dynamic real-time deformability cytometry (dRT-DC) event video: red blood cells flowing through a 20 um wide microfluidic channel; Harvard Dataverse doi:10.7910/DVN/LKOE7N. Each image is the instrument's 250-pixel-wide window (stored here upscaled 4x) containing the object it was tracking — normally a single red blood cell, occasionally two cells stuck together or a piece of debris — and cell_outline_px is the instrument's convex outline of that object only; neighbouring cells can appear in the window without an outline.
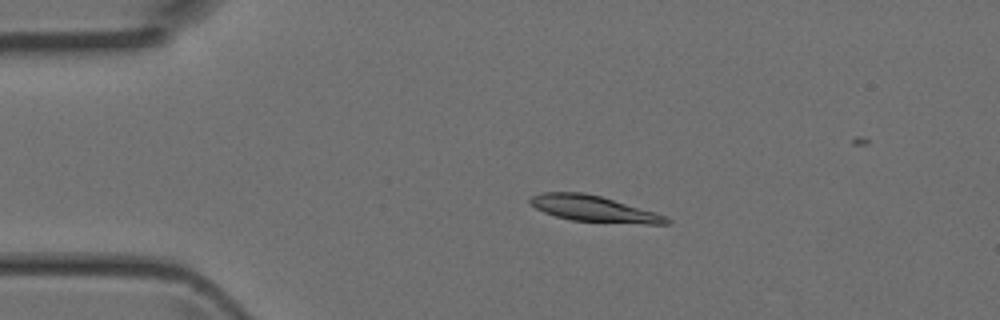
{"species": "Egyptian fruit bat (a non-hibernating species)", "species_latin": "Rousettus aegyptiacus", "temperature_condition": "room temperature", "stored_images_in_passage": 3, "camera_frame_rate_fps": 3000, "um_per_image_px": 0.085, "animal": {"sex": "female"}, "frame": {"image": 1, "passage_image": 2, "time_ms": 0.333, "image_size_px": [1000, 320], "cell_outline_px": [[672, 220], [668, 224], [644, 224], [572, 220], [556, 216], [544, 212], [536, 208], [528, 200], [532, 196], [540, 192], [584, 192], [600, 196], [656, 212], [668, 216]], "centroid_in_image_um": [50.51, 17.74], "position_along_channel_um": 34.5, "area_um2": 20.63}}